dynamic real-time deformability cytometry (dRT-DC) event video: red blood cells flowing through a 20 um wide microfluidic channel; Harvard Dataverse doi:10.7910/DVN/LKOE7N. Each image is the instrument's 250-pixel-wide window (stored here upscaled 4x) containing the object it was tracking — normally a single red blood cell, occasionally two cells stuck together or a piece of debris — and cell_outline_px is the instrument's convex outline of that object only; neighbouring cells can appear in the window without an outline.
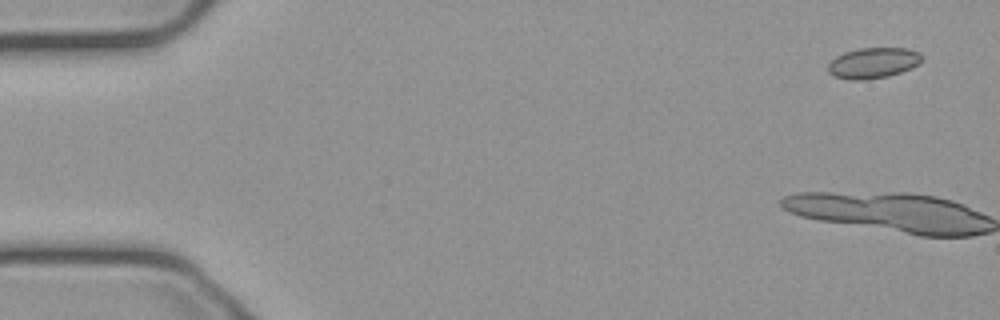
{"species": "common noctule bat (a hibernating species)", "species_latin": "Nyctalus noctula", "temperature_condition": "cold", "stored_images_in_passage": 14, "camera_frame_rate_fps": 3000, "um_per_image_px": 0.085, "animal": {"sex": "male", "body_mass_g": 23.1, "forearm_length_mm": 52.7}, "frame": {"image": 1, "passage_image": 3, "time_ms": 0.667, "image_size_px": [1000, 320], "cell_outline_px": [[924, 60], [920, 64], [912, 68], [888, 76], [864, 80], [848, 80], [832, 76], [828, 72], [828, 64], [836, 56], [844, 52], [860, 48], [908, 48], [920, 52], [924, 56]], "centroid_in_image_um": [74.25, 5.35], "position_along_channel_um": 10.8, "area_um2": 17.11}}